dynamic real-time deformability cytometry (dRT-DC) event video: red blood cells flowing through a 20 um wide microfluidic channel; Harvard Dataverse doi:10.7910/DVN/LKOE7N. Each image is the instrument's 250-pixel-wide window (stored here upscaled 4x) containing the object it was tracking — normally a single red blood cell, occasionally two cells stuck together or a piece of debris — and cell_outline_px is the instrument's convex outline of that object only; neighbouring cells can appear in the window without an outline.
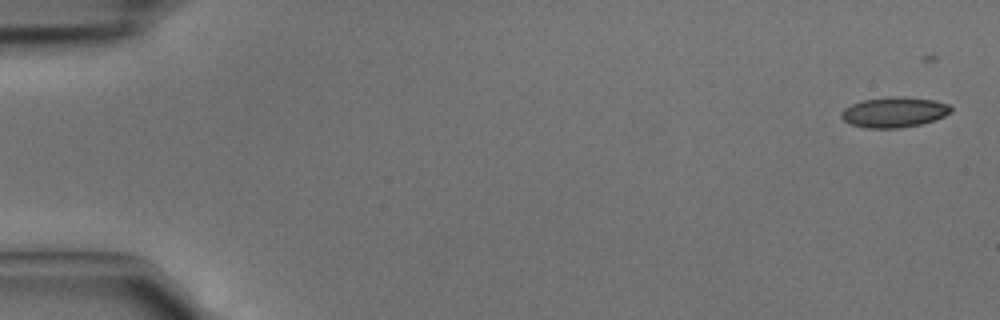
{"species": "common noctule bat (a hibernating species)", "species_latin": "Nyctalus noctula", "temperature_condition": "cold", "stored_images_in_passage": 4, "camera_frame_rate_fps": 3000, "um_per_image_px": 0.085, "animal": {"sex": "male", "body_mass_g": 15.6}, "frame": {"image": 1, "passage_image": 1, "time_ms": 0.0, "image_size_px": [1000, 320], "cell_outline_px": [[952, 112], [936, 120], [920, 124], [900, 128], [864, 128], [852, 124], [844, 120], [840, 116], [840, 112], [844, 108], [852, 104], [864, 100], [888, 96], [904, 96], [932, 100], [948, 104], [952, 108]], "centroid_in_image_um": [76.0, 9.53], "position_along_channel_um": 9.0, "area_um2": 19.48}}
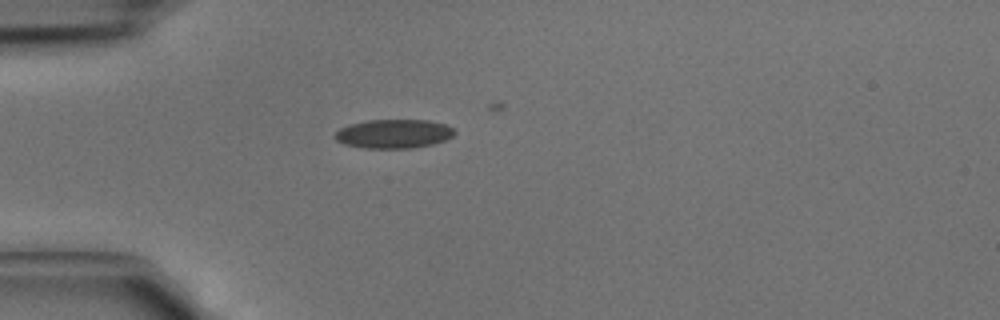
{"frame": {"image": 2, "passage_image": 4, "time_ms": 1.0, "image_size_px": [1000, 320], "cell_outline_px": [[456, 132], [452, 136], [444, 140], [432, 144], [412, 148], [364, 148], [344, 144], [336, 140], [332, 136], [340, 128], [348, 124], [368, 120], [428, 120], [444, 124], [452, 128]], "centroid_in_image_um": [33.42, 11.37], "position_along_channel_um": 51.6, "area_um2": 20.17}}